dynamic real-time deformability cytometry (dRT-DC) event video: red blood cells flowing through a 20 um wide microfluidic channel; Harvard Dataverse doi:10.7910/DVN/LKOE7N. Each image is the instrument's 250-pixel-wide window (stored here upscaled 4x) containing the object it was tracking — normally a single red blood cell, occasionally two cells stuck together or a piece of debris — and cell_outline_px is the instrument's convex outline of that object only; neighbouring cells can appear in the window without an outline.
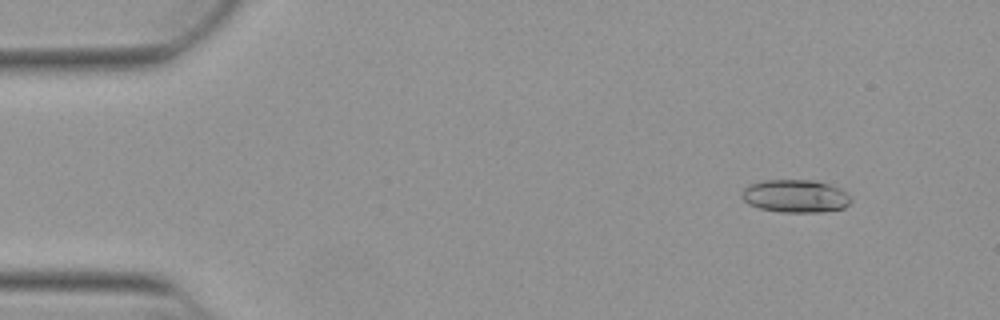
{"species": "Egyptian fruit bat (a non-hibernating species)", "species_latin": "Rousettus aegyptiacus", "temperature_condition": "warm", "stored_images_in_passage": 53, "camera_frame_rate_fps": 3000, "um_per_image_px": 0.085, "animal": {"sex": "female"}, "frame": {"image": 1, "passage_image": 6, "time_ms": 1.667, "image_size_px": [1000, 320], "cell_outline_px": [[852, 200], [844, 208], [824, 212], [780, 212], [760, 208], [748, 204], [740, 196], [744, 188], [748, 184], [764, 180], [816, 180], [840, 188]], "centroid_in_image_um": [67.58, 16.67], "position_along_channel_um": 17.4, "area_um2": 20.98}}
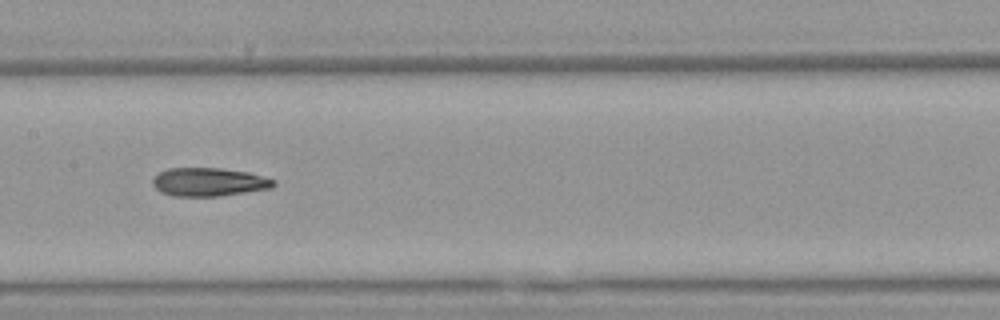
{"frame": {"image": 2, "passage_image": 27, "time_ms": 8.667, "image_size_px": [1000, 320], "cell_outline_px": [[276, 184], [272, 188], [220, 196], [172, 196], [160, 192], [152, 184], [152, 180], [160, 172], [168, 168], [220, 168], [248, 172], [276, 180]], "centroid_in_image_um": [17.76, 15.47], "position_along_channel_um": 189.6, "area_um2": 20.06}}
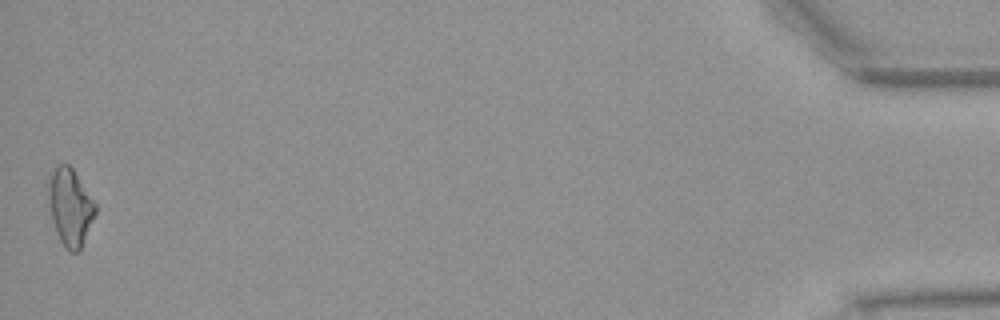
{"frame": {"image": 3, "passage_image": 53, "time_ms": 17.333, "image_size_px": [1000, 320], "cell_outline_px": [[96, 212], [80, 248], [76, 252], [72, 252], [60, 240], [56, 232], [52, 220], [48, 188], [52, 172], [60, 164], [68, 164], [72, 168], [96, 204]], "centroid_in_image_um": [5.97, 17.59], "position_along_channel_um": 429.2, "area_um2": 20.23}, "authors_computed_cell_mechanics": {"area_um2": 20.1722, "velocity_mm_per_s": 3.8841, "shape_relaxation_time_tau1_ms": 9.6837, "shape_relaxation_time_tau2_ms": 4.81, "deformation_change_tau1": 0.2619, "deformation_change_tau2": 0.1675}}